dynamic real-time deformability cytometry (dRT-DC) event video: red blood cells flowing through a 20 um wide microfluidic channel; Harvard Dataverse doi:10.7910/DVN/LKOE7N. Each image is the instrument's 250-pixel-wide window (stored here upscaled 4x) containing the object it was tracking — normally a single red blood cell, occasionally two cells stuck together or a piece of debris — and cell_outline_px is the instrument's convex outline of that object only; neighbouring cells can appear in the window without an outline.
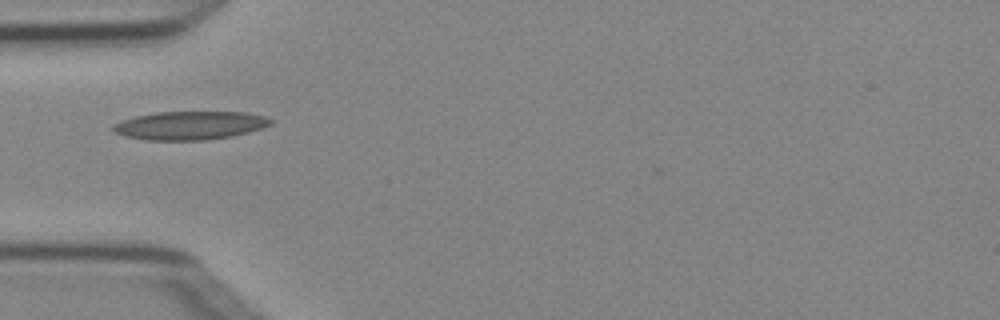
{"species": "Egyptian fruit bat (a non-hibernating species)", "species_latin": "Rousettus aegyptiacus", "temperature_condition": "cold", "stored_images_in_passage": 3, "camera_frame_rate_fps": 3000, "um_per_image_px": 0.085, "animal": {"sex": "female"}, "frame": {"image": 1, "passage_image": 2, "time_ms": 0.333, "image_size_px": [1000, 320], "cell_outline_px": [[272, 124], [248, 132], [232, 136], [208, 140], [144, 140], [124, 136], [112, 132], [112, 124], [120, 120], [136, 116], [156, 112], [244, 112], [264, 116], [272, 120]], "centroid_in_image_um": [16.08, 10.67], "position_along_channel_um": 68.9, "area_um2": 26.24}}
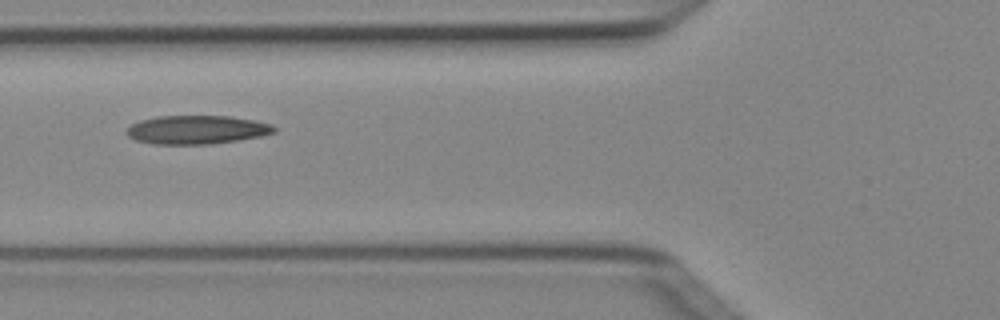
{"frame": {"image": 2, "passage_image": 3, "time_ms": 0.667, "image_size_px": [1000, 320], "cell_outline_px": [[276, 132], [260, 136], [212, 144], [152, 144], [136, 140], [128, 136], [124, 132], [132, 124], [140, 120], [156, 116], [228, 116], [252, 120], [272, 124], [276, 128]], "centroid_in_image_um": [16.7, 11.03], "position_along_channel_um": 109.1, "area_um2": 24.57}}